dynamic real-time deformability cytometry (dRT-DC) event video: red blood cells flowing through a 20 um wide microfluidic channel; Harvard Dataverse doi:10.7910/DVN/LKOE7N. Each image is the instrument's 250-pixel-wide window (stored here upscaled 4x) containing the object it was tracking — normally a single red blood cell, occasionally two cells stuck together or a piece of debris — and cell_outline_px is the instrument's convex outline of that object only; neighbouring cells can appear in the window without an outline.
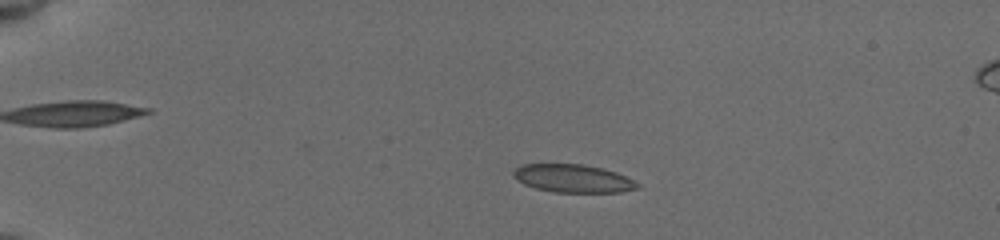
{"species": "common noctule bat (a hibernating species)", "species_latin": "Nyctalus noctula", "temperature_condition": "cold", "stored_images_in_passage": 35, "camera_frame_rate_fps": 3000, "um_per_image_px": 0.085, "animal": {"sex": "female", "body_mass_g": 19.5, "forearm_length_mm": 54.1}, "frame": {"image": 1, "passage_image": 8, "time_ms": 3.333, "image_size_px": [1000, 240], "cell_outline_px": [[640, 188], [620, 192], [556, 192], [536, 188], [524, 184], [516, 180], [512, 176], [512, 172], [516, 168], [524, 164], [584, 164], [604, 168], [616, 172], [640, 184]], "centroid_in_image_um": [48.7, 15.16], "position_along_channel_um": 36.3, "area_um2": 20.29}}
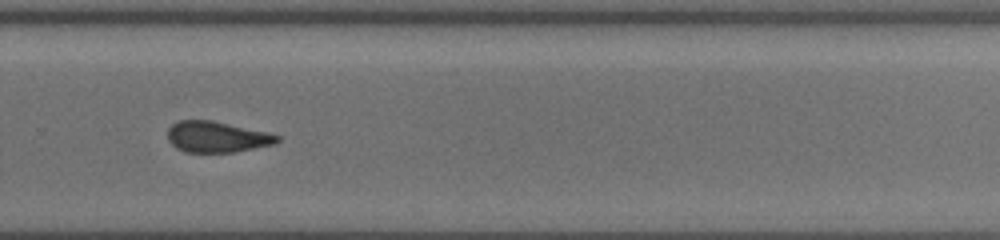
{"frame": {"image": 2, "passage_image": 23, "time_ms": 12.333, "image_size_px": [1000, 240], "cell_outline_px": [[280, 140], [276, 144], [232, 152], [184, 152], [176, 148], [168, 140], [168, 128], [172, 124], [180, 120], [212, 120], [268, 132], [280, 136]], "centroid_in_image_um": [18.44, 11.63], "position_along_channel_um": 311.4, "area_um2": 19.83}}
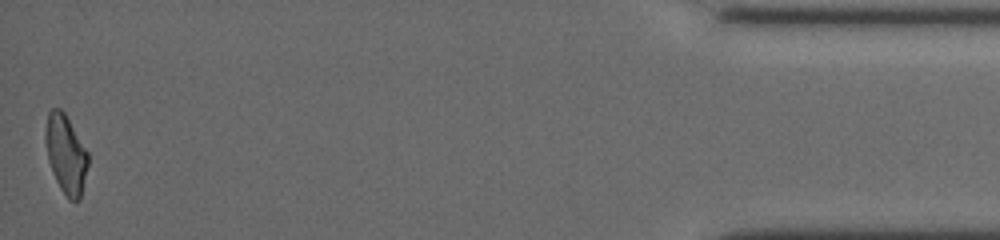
{"frame": {"image": 3, "passage_image": 35, "time_ms": 17.333, "image_size_px": [1000, 240], "cell_outline_px": [[88, 164], [80, 200], [68, 200], [60, 188], [52, 172], [48, 160], [44, 140], [44, 132], [48, 112], [52, 108], [60, 108], [64, 112], [88, 152]], "centroid_in_image_um": [5.58, 13.1], "position_along_channel_um": 429.6, "area_um2": 19.59}, "authors_computed_cell_mechanics": {"area_um2": 20.519, "velocity_mm_per_s": 3.8391, "shape_relaxation_time_tau1_ms": 5.2123, "shape_relaxation_time_tau2_ms": 3.2933, "deformation_change_tau1": 0.1129, "deformation_change_tau2": 0.0778}}